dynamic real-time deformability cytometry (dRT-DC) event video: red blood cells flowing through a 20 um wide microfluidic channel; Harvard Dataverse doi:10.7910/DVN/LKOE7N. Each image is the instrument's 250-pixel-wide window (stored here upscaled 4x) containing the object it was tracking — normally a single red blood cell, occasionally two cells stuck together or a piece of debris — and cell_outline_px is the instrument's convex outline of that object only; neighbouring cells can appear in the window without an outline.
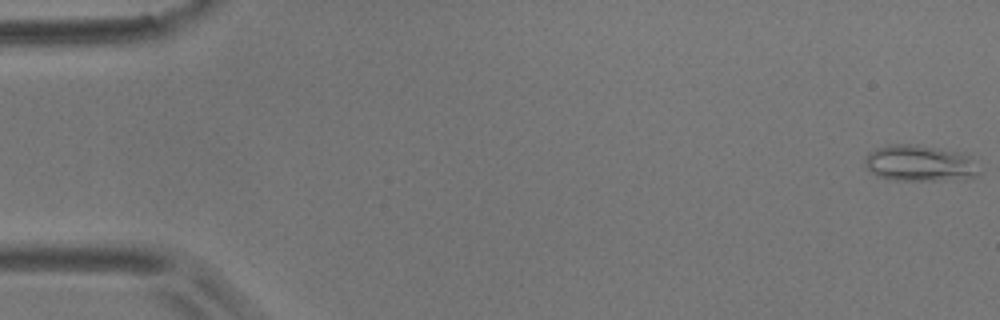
{"species": "common noctule bat (a hibernating species)", "species_latin": "Nyctalus noctula", "temperature_condition": "room temperature", "stored_images_in_passage": 15, "camera_frame_rate_fps": 3000, "um_per_image_px": 0.085, "animal": {"sex": "male", "body_mass_g": 17.9}, "frame": {"image": 1, "passage_image": 1, "time_ms": 0.0, "image_size_px": [1000, 320], "cell_outline_px": [[980, 172], [976, 176], [964, 180], [896, 180], [880, 176], [872, 172], [868, 168], [864, 160], [864, 156], [868, 152], [876, 148], [888, 144], [916, 144], [960, 152], [968, 156]], "centroid_in_image_um": [78.17, 13.87], "position_along_channel_um": 6.8, "area_um2": 24.1}}
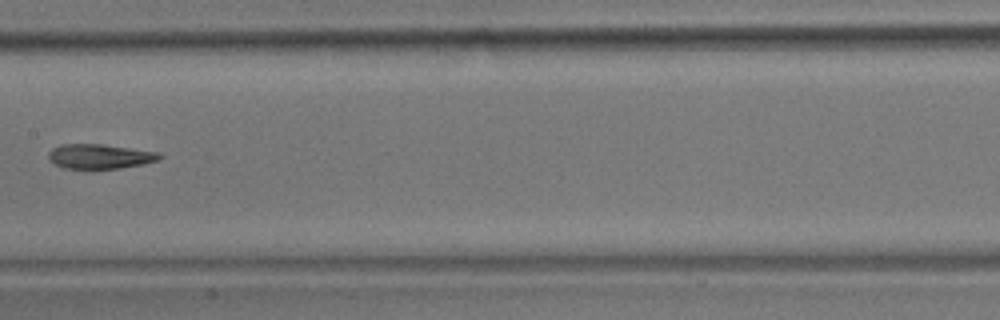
{"frame": {"image": 2, "passage_image": 8, "time_ms": 2.333, "image_size_px": [1000, 320], "cell_outline_px": [[164, 156], [160, 160], [144, 164], [120, 168], [88, 172], [64, 168], [48, 160], [48, 152], [52, 148], [60, 144], [100, 144], [160, 152]], "centroid_in_image_um": [8.47, 13.34], "position_along_channel_um": 198.9, "area_um2": 16.82}}
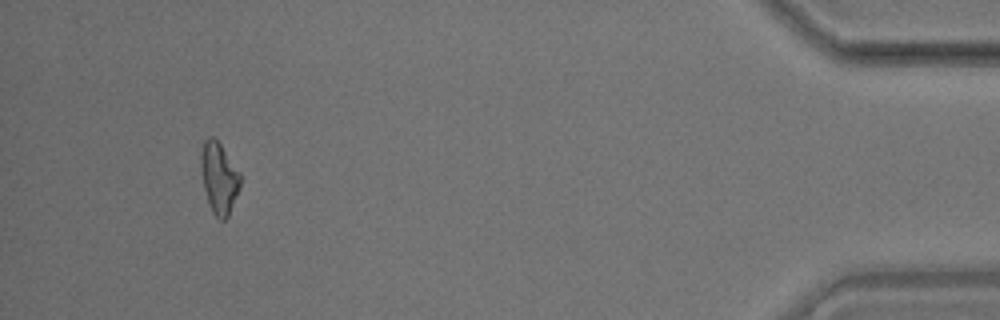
{"frame": {"image": 3, "passage_image": 14, "time_ms": 4.333, "image_size_px": [1000, 320], "cell_outline_px": [[240, 188], [228, 216], [224, 220], [220, 220], [212, 212], [208, 204], [200, 172], [200, 152], [204, 140], [208, 136], [212, 136], [220, 144], [240, 172]], "centroid_in_image_um": [18.59, 15.12], "position_along_channel_um": 416.6, "area_um2": 16.47}}